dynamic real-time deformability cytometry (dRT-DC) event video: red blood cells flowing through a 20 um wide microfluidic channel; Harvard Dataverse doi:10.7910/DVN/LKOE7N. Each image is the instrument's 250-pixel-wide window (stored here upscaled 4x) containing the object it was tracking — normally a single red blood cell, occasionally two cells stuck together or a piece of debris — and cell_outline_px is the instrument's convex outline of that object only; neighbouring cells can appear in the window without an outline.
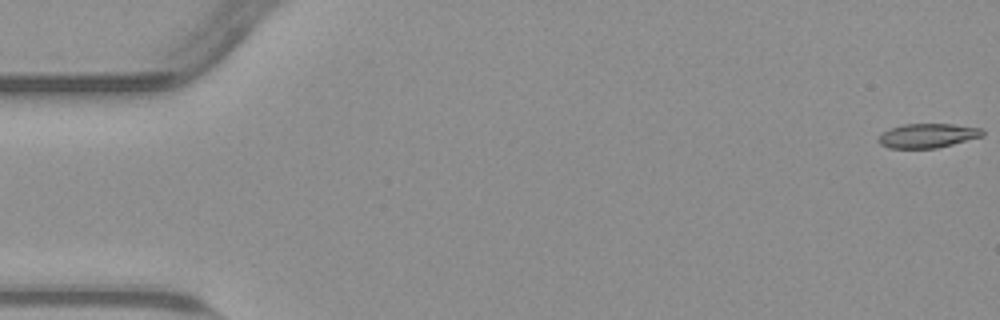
{"species": "common noctule bat (a hibernating species)", "species_latin": "Nyctalus noctula", "temperature_condition": "warm", "stored_images_in_passage": 55, "camera_frame_rate_fps": 3000, "um_per_image_px": 0.085, "animal": {"sex": "male", "body_mass_g": 23.1, "forearm_length_mm": 52.7}, "frame": {"image": 1, "passage_image": 1, "time_ms": 0.0, "image_size_px": [1000, 320], "cell_outline_px": [[984, 136], [936, 148], [888, 148], [880, 144], [876, 140], [888, 128], [904, 124], [952, 124], [984, 128]], "centroid_in_image_um": [78.86, 11.52], "position_along_channel_um": 6.1, "area_um2": 14.8}}
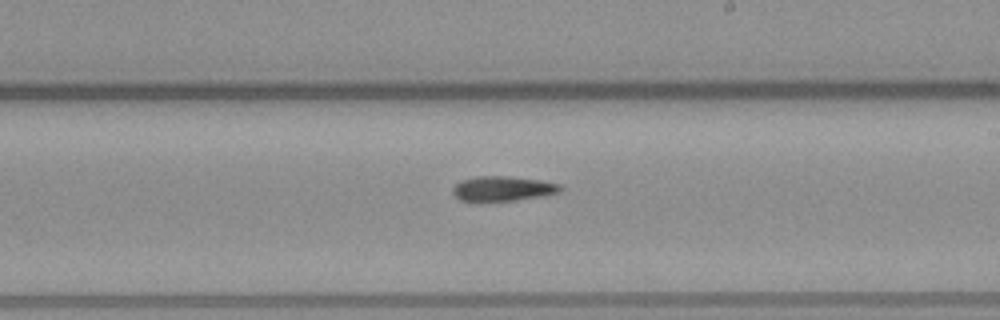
{"frame": {"image": 2, "passage_image": 32, "time_ms": 10.333, "image_size_px": [1000, 320], "cell_outline_px": [[564, 188], [560, 192], [540, 196], [516, 200], [480, 204], [460, 200], [452, 192], [452, 188], [460, 180], [476, 176], [508, 176], [540, 180], [560, 184]], "centroid_in_image_um": [42.68, 16.06], "position_along_channel_um": 246.3, "area_um2": 16.18}}
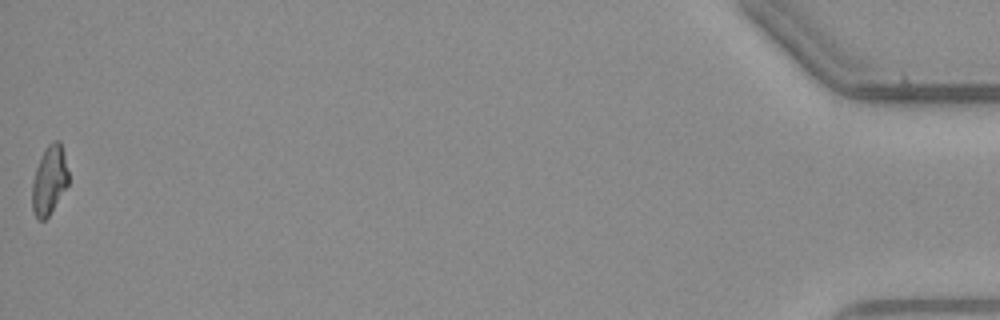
{"frame": {"image": 3, "passage_image": 55, "time_ms": 18.0, "image_size_px": [1000, 320], "cell_outline_px": [[68, 184], [48, 216], [44, 220], [36, 220], [32, 208], [32, 180], [40, 156], [44, 148], [52, 140], [60, 140], [68, 172]], "centroid_in_image_um": [4.16, 15.3], "position_along_channel_um": 431.0, "area_um2": 14.57}}